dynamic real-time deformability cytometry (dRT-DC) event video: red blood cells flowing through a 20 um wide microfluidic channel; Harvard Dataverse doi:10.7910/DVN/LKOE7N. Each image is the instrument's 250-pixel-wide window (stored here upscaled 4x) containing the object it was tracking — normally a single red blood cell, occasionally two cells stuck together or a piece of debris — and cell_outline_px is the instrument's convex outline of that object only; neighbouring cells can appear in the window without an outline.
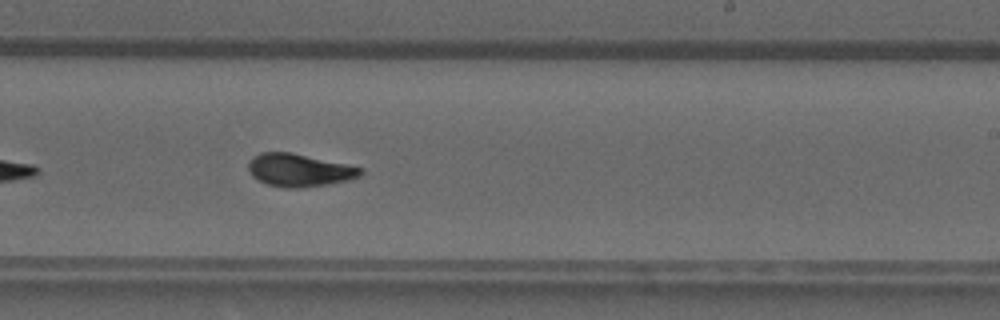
{"species": "common noctule bat (a hibernating species)", "species_latin": "Nyctalus noctula", "temperature_condition": "warm", "stored_images_in_passage": 19, "camera_frame_rate_fps": 3000, "um_per_image_px": 0.085, "animal": {"sex": "male", "forearm_length_mm": 52.5}, "frame": {"image": 1, "passage_image": 16, "time_ms": 5.0, "image_size_px": [1000, 320], "cell_outline_px": [[364, 172], [360, 176], [348, 180], [328, 184], [296, 188], [284, 188], [268, 184], [252, 176], [248, 172], [248, 160], [252, 156], [260, 152], [292, 152], [364, 168]], "centroid_in_image_um": [25.42, 14.45], "position_along_channel_um": 263.6, "area_um2": 21.56}}